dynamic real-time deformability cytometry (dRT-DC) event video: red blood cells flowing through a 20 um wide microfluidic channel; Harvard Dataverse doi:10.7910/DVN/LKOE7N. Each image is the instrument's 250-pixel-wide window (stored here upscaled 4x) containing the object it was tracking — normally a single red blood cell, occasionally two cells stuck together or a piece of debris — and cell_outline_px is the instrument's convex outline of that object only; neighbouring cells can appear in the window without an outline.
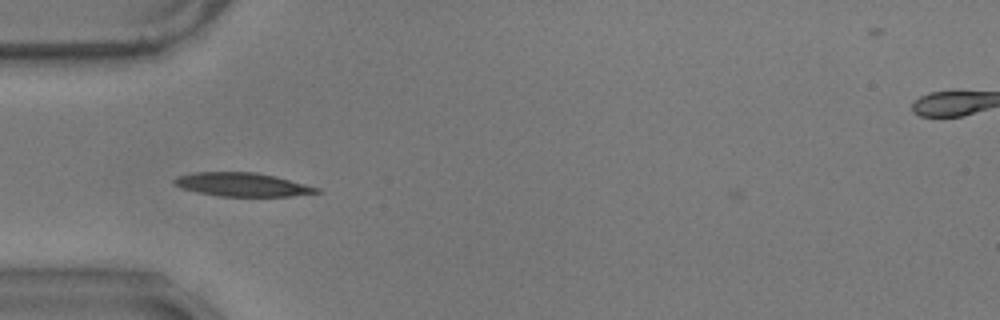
{"species": "common noctule bat (a hibernating species)", "species_latin": "Nyctalus noctula", "temperature_condition": "warm", "stored_images_in_passage": 38, "camera_frame_rate_fps": 3000, "um_per_image_px": 0.085, "animal": {"sex": "male", "body_mass_g": 17.9}, "frame": {"image": 1, "passage_image": 1, "time_ms": 0.0, "image_size_px": [1000, 320], "cell_outline_px": [[320, 192], [292, 196], [220, 196], [196, 192], [180, 188], [172, 184], [172, 180], [176, 176], [196, 172], [256, 172], [276, 176], [320, 188]], "centroid_in_image_um": [20.54, 15.68], "position_along_channel_um": 64.5, "area_um2": 19.71}}
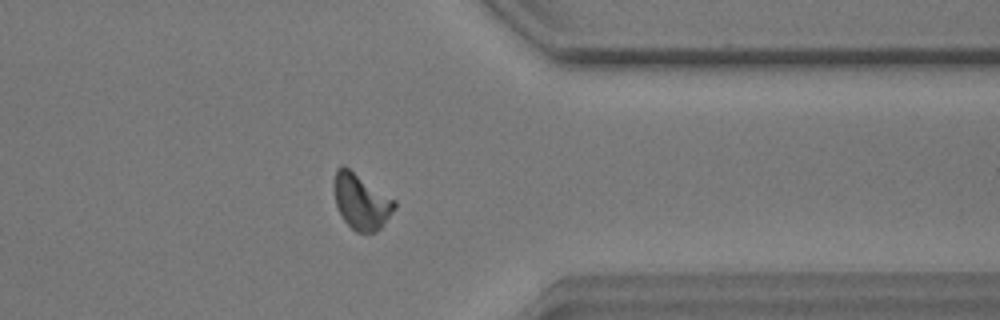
{"frame": {"image": 2, "passage_image": 29, "time_ms": 9.333, "image_size_px": [1000, 320], "cell_outline_px": [[396, 208], [384, 224], [376, 232], [356, 232], [340, 216], [336, 204], [336, 168], [344, 164], [396, 200]], "centroid_in_image_um": [30.74, 17.13], "position_along_channel_um": 380.7, "area_um2": 19.42}}
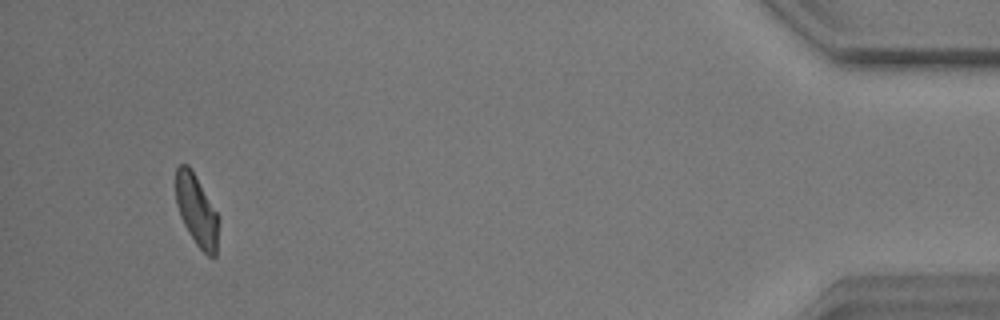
{"frame": {"image": 3, "passage_image": 35, "time_ms": 11.333, "image_size_px": [1000, 320], "cell_outline_px": [[220, 220], [216, 256], [208, 256], [196, 244], [188, 232], [180, 216], [176, 204], [176, 168], [180, 164], [188, 164], [196, 176], [216, 212]], "centroid_in_image_um": [16.72, 17.9], "position_along_channel_um": 418.5, "area_um2": 17.74}, "authors_computed_cell_mechanics": {"area_um2": 18.8428, "velocity_mm_per_s": 3.4917, "shape_relaxation_time_tau1_ms": 6.1808, "shape_relaxation_time_tau2_ms": 2.5483, "deformation_change_tau1": 0.1727, "deformation_change_tau2": 0.0792}}